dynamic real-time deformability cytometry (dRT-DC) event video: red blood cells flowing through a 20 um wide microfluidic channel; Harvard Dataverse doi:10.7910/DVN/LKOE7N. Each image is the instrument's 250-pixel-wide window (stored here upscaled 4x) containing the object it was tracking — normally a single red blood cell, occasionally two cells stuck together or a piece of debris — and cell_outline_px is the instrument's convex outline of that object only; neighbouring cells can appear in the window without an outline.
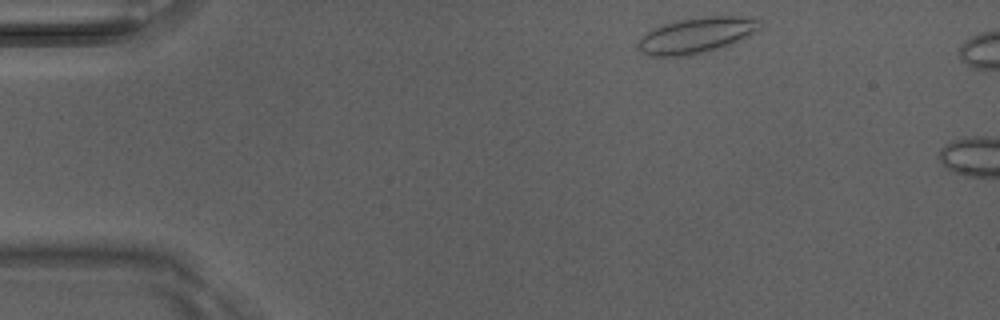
{"species": "Egyptian fruit bat (a non-hibernating species)", "species_latin": "Rousettus aegyptiacus", "temperature_condition": "room temperature", "stored_images_in_passage": 4, "camera_frame_rate_fps": 3000, "um_per_image_px": 0.085, "animal": {"sex": "male"}, "frame": {"image": 1, "passage_image": 1, "time_ms": 0.0, "image_size_px": [1000, 320], "cell_outline_px": [[760, 28], [732, 44], [724, 48], [688, 56], [648, 56], [640, 52], [636, 48], [636, 44], [640, 36], [664, 24], [676, 20], [708, 16], [736, 16], [760, 20]], "centroid_in_image_um": [59.14, 3.03], "position_along_channel_um": 25.9, "area_um2": 25.43}}